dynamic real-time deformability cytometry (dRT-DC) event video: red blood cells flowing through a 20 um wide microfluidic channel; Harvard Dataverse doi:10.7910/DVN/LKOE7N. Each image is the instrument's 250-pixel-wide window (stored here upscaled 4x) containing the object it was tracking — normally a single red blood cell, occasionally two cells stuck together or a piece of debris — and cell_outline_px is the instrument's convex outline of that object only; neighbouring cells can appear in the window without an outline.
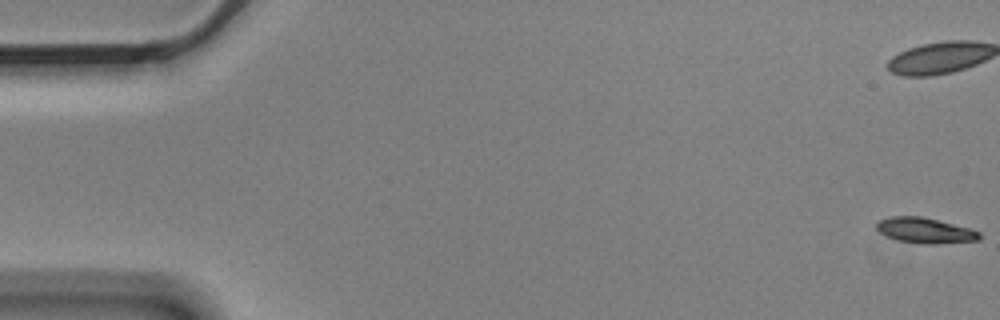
{"species": "Egyptian fruit bat (a non-hibernating species)", "species_latin": "Rousettus aegyptiacus", "temperature_condition": "cold", "stored_images_in_passage": 7, "camera_frame_rate_fps": 3000, "um_per_image_px": 0.085, "animal": {"sex": "male"}, "frame": {"image": 1, "passage_image": 1, "time_ms": 0.0, "image_size_px": [1000, 320], "cell_outline_px": [[980, 240], [932, 244], [920, 244], [900, 240], [888, 236], [880, 232], [876, 228], [876, 220], [888, 216], [920, 216], [968, 228], [980, 232]], "centroid_in_image_um": [78.58, 19.58], "position_along_channel_um": 6.4, "area_um2": 15.09}}